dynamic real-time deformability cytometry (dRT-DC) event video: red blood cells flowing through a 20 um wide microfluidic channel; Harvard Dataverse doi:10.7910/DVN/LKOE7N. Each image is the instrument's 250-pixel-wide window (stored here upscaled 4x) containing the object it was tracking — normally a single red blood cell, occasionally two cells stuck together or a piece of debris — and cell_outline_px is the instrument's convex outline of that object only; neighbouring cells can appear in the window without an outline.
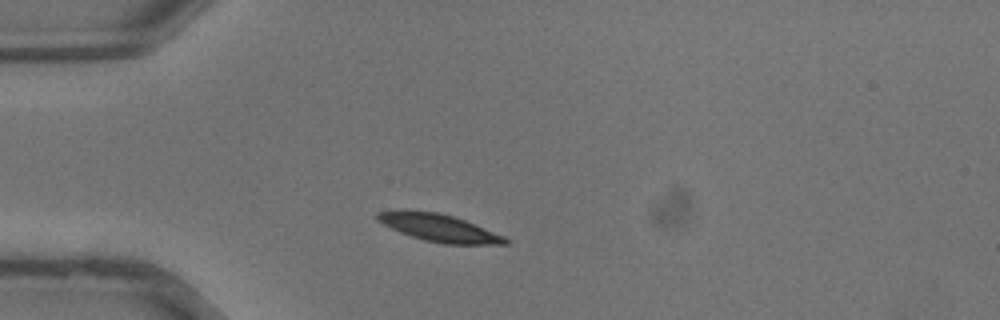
{"species": "common noctule bat (a hibernating species)", "species_latin": "Nyctalus noctula", "temperature_condition": "warm", "stored_images_in_passage": 28, "camera_frame_rate_fps": 3000, "um_per_image_px": 0.085, "animal": {"sex": "male", "body_mass_g": 13.3}, "frame": {"image": 1, "passage_image": 1, "time_ms": 0.0, "image_size_px": [1000, 320], "cell_outline_px": [[508, 244], [444, 244], [424, 240], [400, 232], [376, 220], [376, 212], [440, 212], [464, 220], [504, 236], [508, 240]], "centroid_in_image_um": [37.37, 19.4], "position_along_channel_um": 47.6, "area_um2": 19.65}}
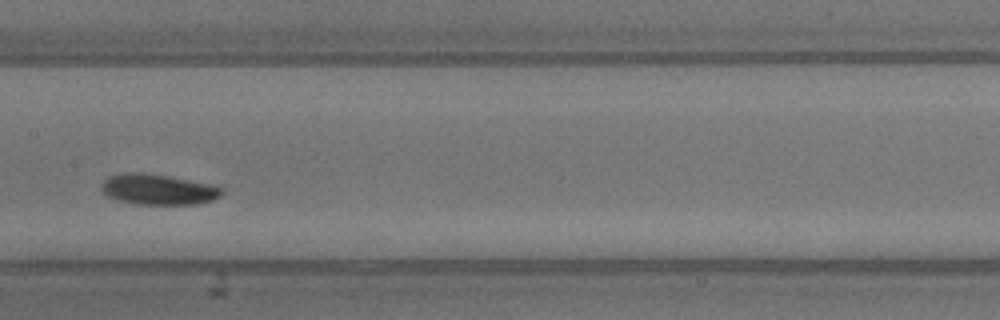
{"frame": {"image": 2, "passage_image": 10, "time_ms": 3.0, "image_size_px": [1000, 320], "cell_outline_px": [[224, 192], [220, 196], [212, 200], [196, 204], [136, 204], [116, 200], [108, 196], [100, 188], [104, 180], [108, 176], [132, 172], [168, 176], [212, 184], [220, 188]], "centroid_in_image_um": [13.44, 16.11], "position_along_channel_um": 194.0, "area_um2": 21.21}}
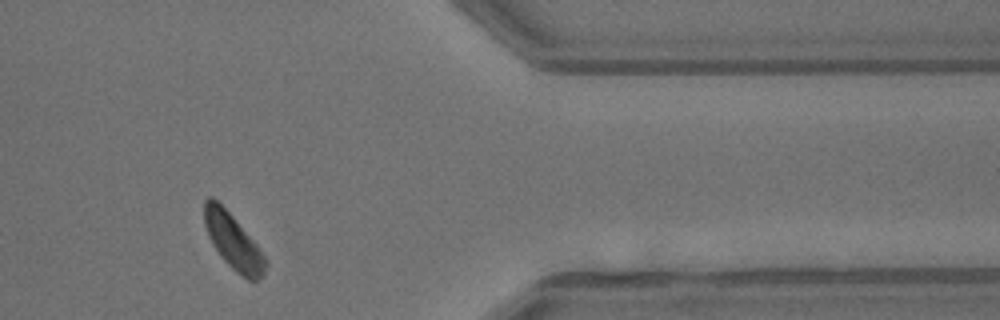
{"frame": {"image": 3, "passage_image": 22, "time_ms": 7.0, "image_size_px": [1000, 320], "cell_outline_px": [[268, 264], [264, 276], [256, 280], [248, 280], [236, 272], [220, 256], [212, 244], [204, 224], [204, 200], [208, 196], [212, 196], [232, 216], [256, 244], [268, 260]], "centroid_in_image_um": [19.83, 20.56], "position_along_channel_um": 391.6, "area_um2": 19.59}}